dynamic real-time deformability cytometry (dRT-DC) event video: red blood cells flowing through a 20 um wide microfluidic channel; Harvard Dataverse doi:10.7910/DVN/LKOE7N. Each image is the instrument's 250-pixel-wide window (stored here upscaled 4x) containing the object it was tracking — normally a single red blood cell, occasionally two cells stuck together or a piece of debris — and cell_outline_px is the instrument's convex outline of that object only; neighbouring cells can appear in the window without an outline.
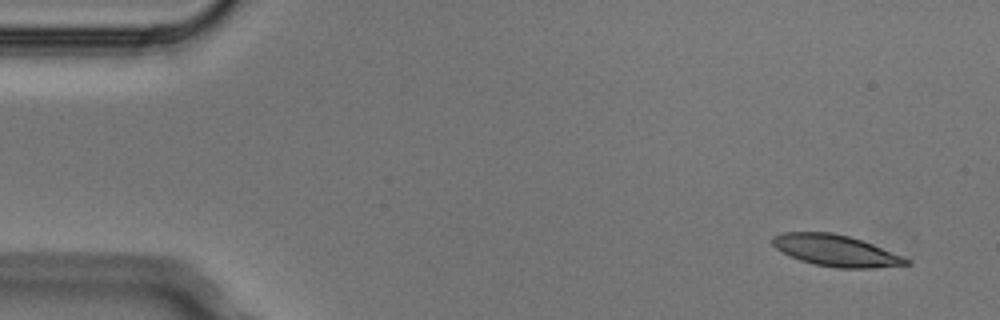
{"species": "Egyptian fruit bat (a non-hibernating species)", "species_latin": "Rousettus aegyptiacus", "temperature_condition": "cold", "stored_images_in_passage": 4, "camera_frame_rate_fps": 3000, "um_per_image_px": 0.085, "animal": {"sex": "male"}, "frame": {"image": 1, "passage_image": 1, "time_ms": 0.0, "image_size_px": [1000, 320], "cell_outline_px": [[912, 264], [872, 268], [836, 268], [816, 264], [800, 260], [776, 248], [772, 244], [772, 236], [784, 232], [832, 232], [848, 236], [872, 244], [900, 256], [908, 260]], "centroid_in_image_um": [71.01, 21.29], "position_along_channel_um": 14.0, "area_um2": 23.99}}
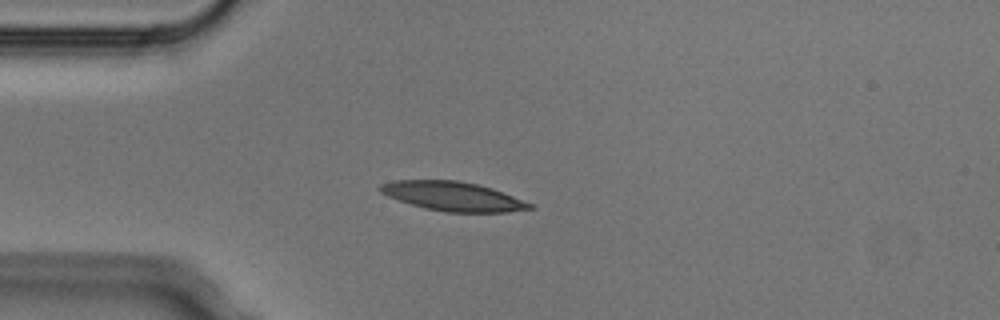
{"frame": {"image": 2, "passage_image": 4, "time_ms": 1.0, "image_size_px": [1000, 320], "cell_outline_px": [[536, 208], [508, 212], [448, 212], [424, 208], [388, 196], [380, 192], [376, 188], [380, 184], [392, 180], [456, 180], [476, 184], [492, 188], [532, 204]], "centroid_in_image_um": [38.47, 16.68], "position_along_channel_um": 46.5, "area_um2": 25.26}}